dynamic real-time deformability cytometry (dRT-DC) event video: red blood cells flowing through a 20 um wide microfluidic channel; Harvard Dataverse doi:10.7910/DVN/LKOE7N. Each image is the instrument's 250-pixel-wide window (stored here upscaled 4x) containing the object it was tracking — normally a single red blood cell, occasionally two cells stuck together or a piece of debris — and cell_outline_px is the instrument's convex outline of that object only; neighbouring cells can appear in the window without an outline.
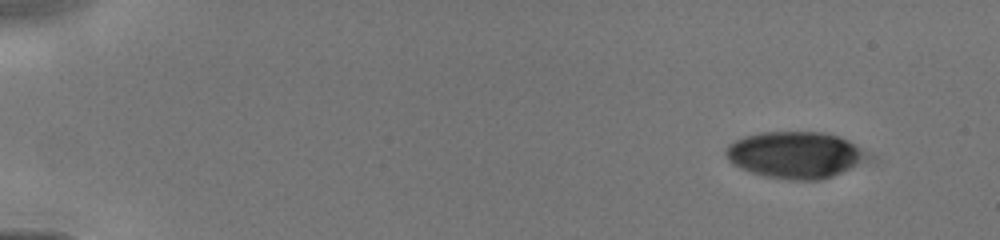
{"species": "human", "species_latin": "Homo sapiens", "temperature_condition": "cold", "stored_images_in_passage": 13, "camera_frame_rate_fps": 3000, "um_per_image_px": 0.085, "donor": {"sex": "male"}, "frame": {"image": 1, "passage_image": 1, "time_ms": 0.0, "image_size_px": [1000, 240], "cell_outline_px": [[876, 164], [820, 180], [788, 180], [764, 176], [740, 168], [732, 164], [728, 160], [724, 152], [724, 148], [728, 144], [744, 136], [760, 132], [824, 132], [840, 136], [856, 144], [876, 156]], "centroid_in_image_um": [67.8, 13.19], "position_along_channel_um": 17.2, "area_um2": 40.4}}
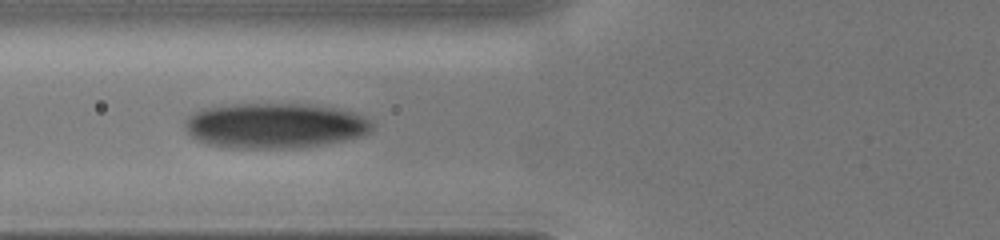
{"frame": {"image": 2, "passage_image": 12, "time_ms": 5.0, "image_size_px": [1000, 240], "cell_outline_px": [[372, 128], [368, 132], [360, 136], [344, 140], [324, 144], [300, 148], [220, 148], [196, 140], [184, 128], [184, 120], [188, 116], [204, 108], [236, 104], [312, 104], [352, 112], [368, 120], [372, 124]], "centroid_in_image_um": [23.29, 10.69], "position_along_channel_um": 102.5, "area_um2": 49.3}}
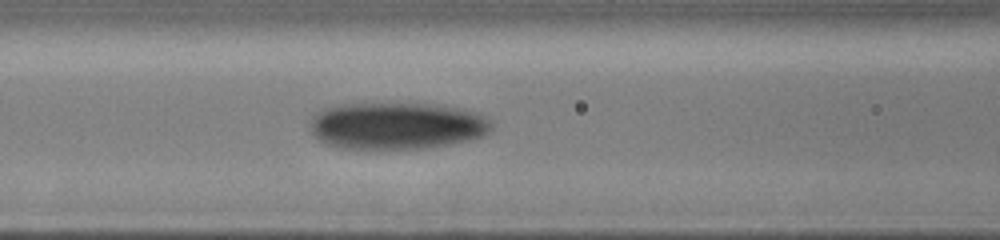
{"frame": {"image": 3, "passage_image": 13, "time_ms": 5.667, "image_size_px": [1000, 240], "cell_outline_px": [[492, 128], [484, 136], [448, 144], [424, 148], [340, 148], [316, 140], [312, 132], [312, 116], [316, 112], [324, 108], [340, 104], [444, 104], [480, 112], [492, 124]], "centroid_in_image_um": [33.74, 10.67], "position_along_channel_um": 132.9, "area_um2": 49.71}}